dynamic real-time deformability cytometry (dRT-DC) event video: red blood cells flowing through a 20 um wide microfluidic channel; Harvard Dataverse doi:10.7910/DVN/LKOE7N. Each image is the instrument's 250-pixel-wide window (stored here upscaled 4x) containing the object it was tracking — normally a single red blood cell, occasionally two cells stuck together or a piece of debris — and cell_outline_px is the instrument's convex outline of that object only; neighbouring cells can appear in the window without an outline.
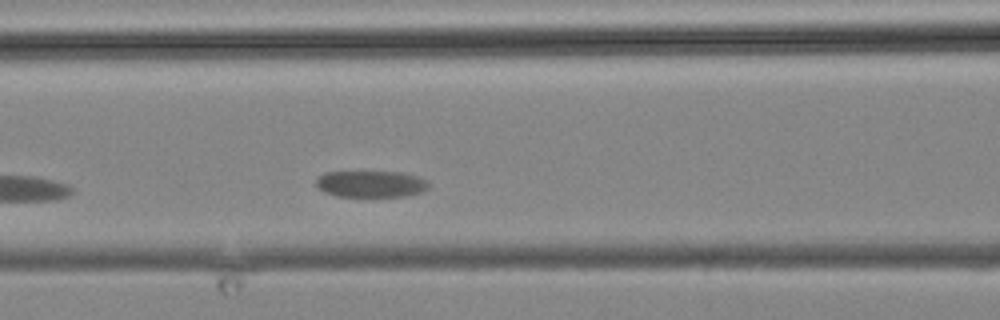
{"species": "common noctule bat (a hibernating species)", "species_latin": "Nyctalus noctula", "temperature_condition": "cold", "stored_images_in_passage": 4, "camera_frame_rate_fps": 3000, "um_per_image_px": 0.085, "animal": {"sex": "male", "body_mass_g": 19.2, "forearm_length_mm": 51.8}, "frame": {"image": 1, "passage_image": 4, "time_ms": 3.667, "image_size_px": [1000, 320], "cell_outline_px": [[428, 188], [424, 192], [404, 196], [336, 196], [324, 192], [316, 184], [316, 180], [324, 172], [400, 172], [416, 176], [428, 180]], "centroid_in_image_um": [31.55, 15.64], "position_along_channel_um": 135.0, "area_um2": 17.34}}